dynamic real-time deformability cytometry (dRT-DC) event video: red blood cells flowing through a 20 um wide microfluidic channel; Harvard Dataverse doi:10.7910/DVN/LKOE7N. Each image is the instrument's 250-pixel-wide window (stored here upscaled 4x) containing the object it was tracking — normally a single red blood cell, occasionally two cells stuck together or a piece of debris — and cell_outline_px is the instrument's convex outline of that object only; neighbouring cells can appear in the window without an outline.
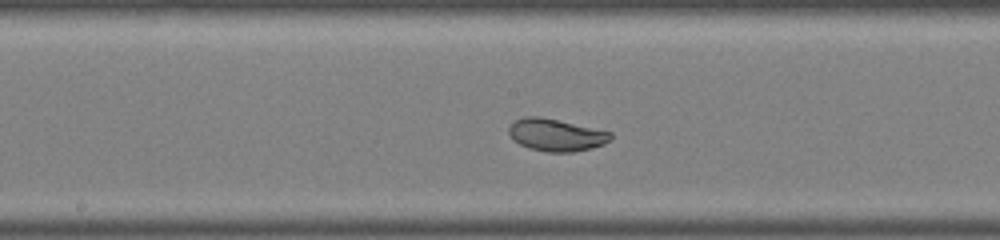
{"species": "common noctule bat (a hibernating species)", "species_latin": "Nyctalus noctula", "temperature_condition": "warm", "stored_images_in_passage": 35, "camera_frame_rate_fps": 3000, "um_per_image_px": 0.085, "animal": {"sex": "male", "body_mass_g": 19.0, "forearm_length_mm": 50.8}, "frame": {"image": 1, "passage_image": 16, "time_ms": 5.0, "image_size_px": [1000, 240], "cell_outline_px": [[612, 136], [604, 144], [592, 148], [572, 152], [548, 152], [528, 148], [512, 140], [508, 132], [508, 128], [516, 120], [524, 116], [540, 116], [612, 132]], "centroid_in_image_um": [47.24, 11.47], "position_along_channel_um": 201.0, "area_um2": 19.13}}
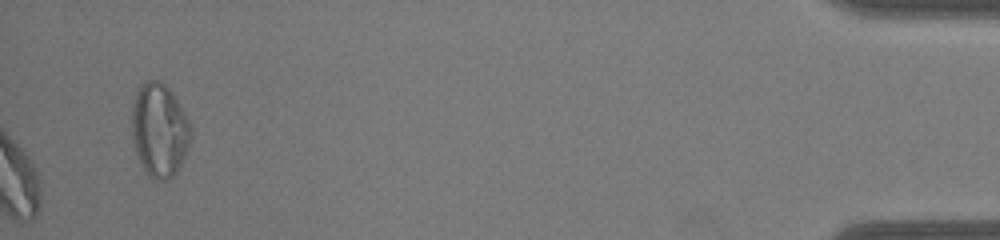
{"frame": {"image": 2, "passage_image": 35, "time_ms": 11.333, "image_size_px": [1000, 240], "cell_outline_px": [[192, 132], [180, 168], [172, 176], [160, 180], [156, 180], [148, 176], [136, 152], [132, 132], [132, 104], [136, 92], [140, 84], [144, 80], [160, 80], [172, 92], [188, 120]], "centroid_in_image_um": [13.53, 11.02], "position_along_channel_um": 421.7, "area_um2": 31.85}}